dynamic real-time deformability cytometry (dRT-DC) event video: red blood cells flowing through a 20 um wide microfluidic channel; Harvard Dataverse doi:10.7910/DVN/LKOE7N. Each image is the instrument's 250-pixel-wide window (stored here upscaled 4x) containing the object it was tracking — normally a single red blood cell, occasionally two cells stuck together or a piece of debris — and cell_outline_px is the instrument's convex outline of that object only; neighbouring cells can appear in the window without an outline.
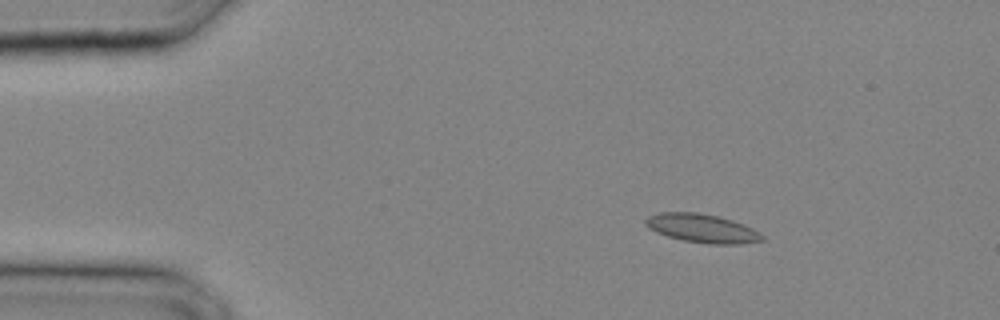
{"species": "common noctule bat (a hibernating species)", "species_latin": "Nyctalus noctula", "temperature_condition": "cold", "stored_images_in_passage": 30, "camera_frame_rate_fps": 3000, "um_per_image_px": 0.085, "animal": {"sex": "male", "body_mass_g": 20.4}, "frame": {"image": 1, "passage_image": 5, "time_ms": 1.333, "image_size_px": [1000, 320], "cell_outline_px": [[764, 240], [740, 244], [708, 244], [684, 240], [668, 236], [656, 232], [648, 228], [644, 224], [644, 220], [648, 216], [660, 212], [696, 212], [716, 216], [732, 220], [744, 224], [760, 232], [764, 236]], "centroid_in_image_um": [59.67, 19.4], "position_along_channel_um": 25.3, "area_um2": 19.48}}
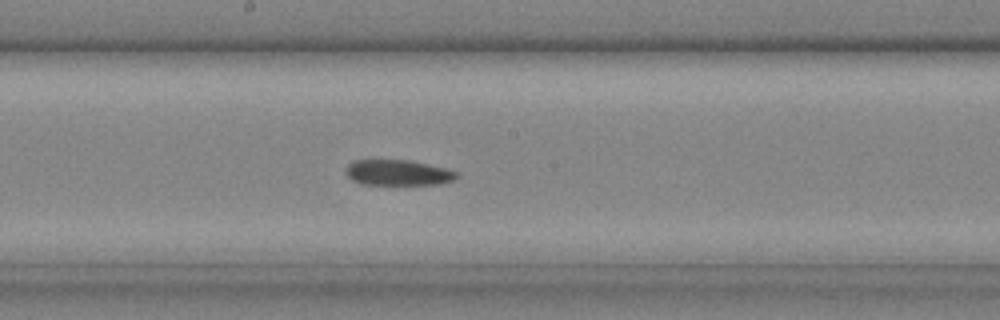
{"frame": {"image": 2, "passage_image": 17, "time_ms": 5.333, "image_size_px": [1000, 320], "cell_outline_px": [[460, 176], [456, 180], [440, 184], [360, 184], [352, 180], [344, 172], [344, 168], [352, 160], [408, 160], [448, 168], [460, 172]], "centroid_in_image_um": [33.86, 14.67], "position_along_channel_um": 214.3, "area_um2": 16.88}}
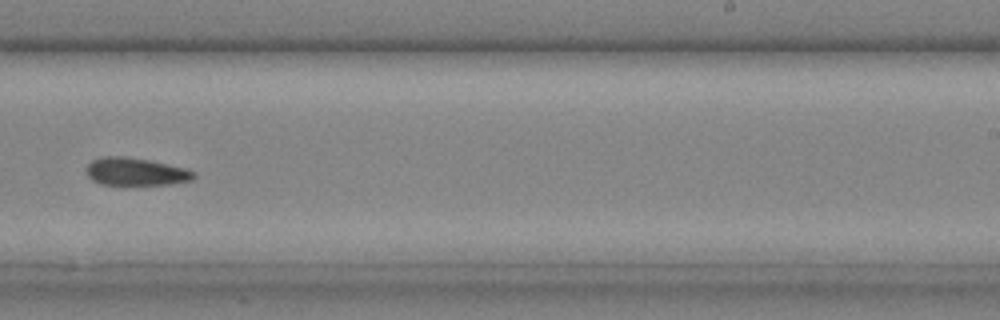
{"frame": {"image": 3, "passage_image": 20, "time_ms": 6.333, "image_size_px": [1000, 320], "cell_outline_px": [[196, 176], [192, 180], [168, 184], [100, 184], [92, 180], [88, 176], [88, 164], [92, 160], [100, 156], [128, 156], [152, 160], [188, 168], [196, 172]], "centroid_in_image_um": [11.58, 14.57], "position_along_channel_um": 277.4, "area_um2": 17.51}}